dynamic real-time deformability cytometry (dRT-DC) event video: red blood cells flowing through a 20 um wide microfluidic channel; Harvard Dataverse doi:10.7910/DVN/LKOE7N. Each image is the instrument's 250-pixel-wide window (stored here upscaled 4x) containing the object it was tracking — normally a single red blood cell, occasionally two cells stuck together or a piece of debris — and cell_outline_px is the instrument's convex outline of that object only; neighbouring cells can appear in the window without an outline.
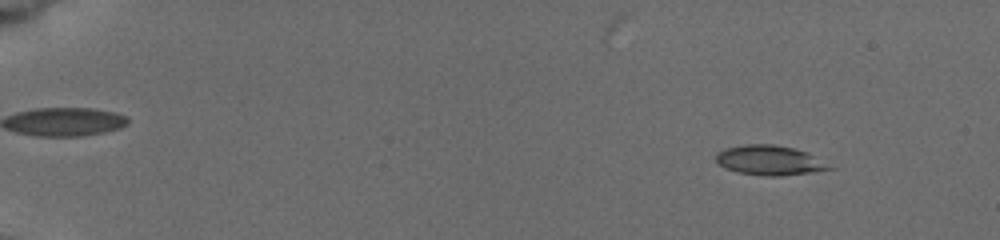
{"species": "common noctule bat (a hibernating species)", "species_latin": "Nyctalus noctula", "temperature_condition": "cold", "stored_images_in_passage": 22, "camera_frame_rate_fps": 3000, "um_per_image_px": 0.085, "animal": {"sex": "female", "body_mass_g": 19.5, "forearm_length_mm": 54.1}, "frame": {"image": 1, "passage_image": 6, "time_ms": 1.667, "image_size_px": [1000, 240], "cell_outline_px": [[836, 168], [812, 172], [780, 176], [764, 176], [740, 172], [724, 168], [716, 160], [716, 152], [724, 148], [744, 144], [772, 144], [792, 148], [804, 152]], "centroid_in_image_um": [65.36, 13.63], "position_along_channel_um": 19.6, "area_um2": 19.36}}
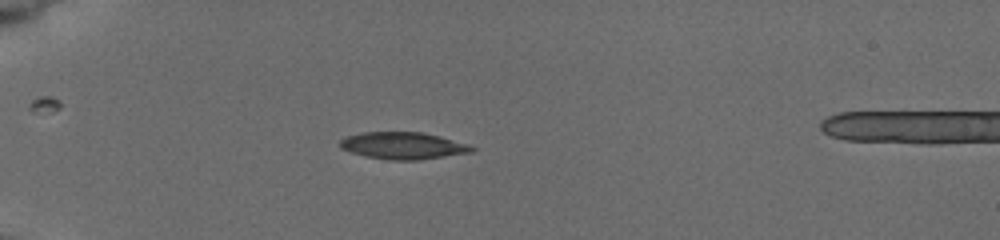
{"frame": {"image": 2, "passage_image": 17, "time_ms": 5.333, "image_size_px": [1000, 240], "cell_outline_px": [[476, 148], [472, 152], [420, 160], [392, 160], [368, 156], [352, 152], [340, 148], [340, 140], [348, 136], [364, 132], [420, 132], [440, 136], [468, 144]], "centroid_in_image_um": [34.3, 12.38], "position_along_channel_um": 50.7, "area_um2": 20.52}}
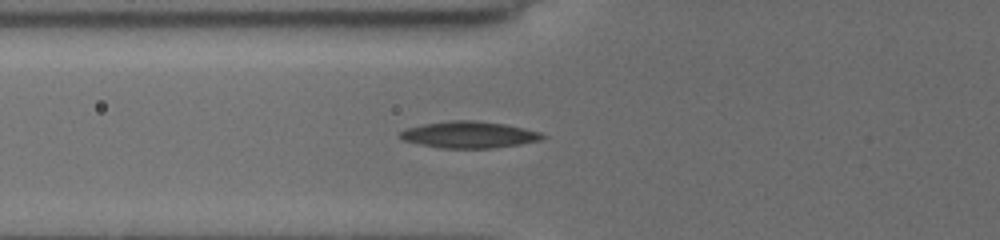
{"frame": {"image": 3, "passage_image": 22, "time_ms": 7.0, "image_size_px": [1000, 240], "cell_outline_px": [[548, 136], [540, 140], [492, 148], [440, 148], [420, 144], [404, 140], [400, 136], [400, 132], [408, 128], [424, 124], [452, 120], [476, 120], [504, 124], [524, 128], [540, 132]], "centroid_in_image_um": [39.89, 11.44], "position_along_channel_um": 85.9, "area_um2": 21.79}}